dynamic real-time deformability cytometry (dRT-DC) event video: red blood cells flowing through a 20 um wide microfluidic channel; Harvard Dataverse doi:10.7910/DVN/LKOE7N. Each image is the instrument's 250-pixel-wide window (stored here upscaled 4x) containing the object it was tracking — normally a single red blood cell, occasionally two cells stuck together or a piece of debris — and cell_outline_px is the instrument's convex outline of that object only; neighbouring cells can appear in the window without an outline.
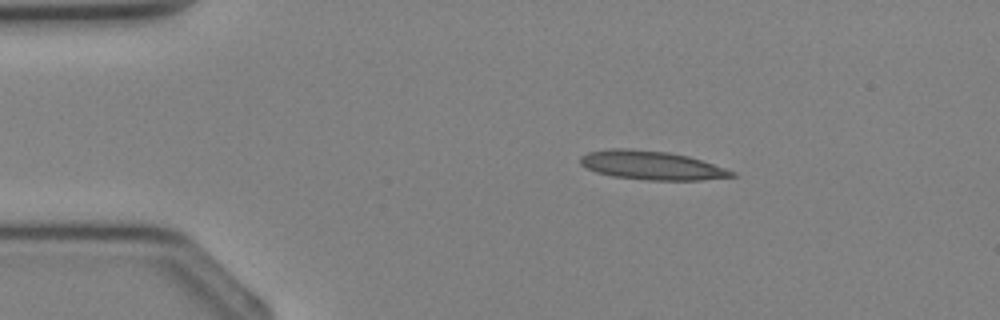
{"species": "Egyptian fruit bat (a non-hibernating species)", "species_latin": "Rousettus aegyptiacus", "temperature_condition": "cold", "stored_images_in_passage": 4, "segment_of_instrument_passage": [1, 2], "camera_frame_rate_fps": 3000, "um_per_image_px": 0.085, "animal": {"sex": "female"}, "frame": {"image": 1, "passage_image": 2, "time_ms": 1.333, "image_size_px": [1000, 320], "cell_outline_px": [[736, 176], [700, 180], [644, 180], [612, 176], [596, 172], [580, 164], [580, 156], [588, 152], [608, 148], [632, 148], [668, 152], [688, 156], [736, 172]], "centroid_in_image_um": [55.34, 14.04], "position_along_channel_um": 29.7, "area_um2": 25.43}}